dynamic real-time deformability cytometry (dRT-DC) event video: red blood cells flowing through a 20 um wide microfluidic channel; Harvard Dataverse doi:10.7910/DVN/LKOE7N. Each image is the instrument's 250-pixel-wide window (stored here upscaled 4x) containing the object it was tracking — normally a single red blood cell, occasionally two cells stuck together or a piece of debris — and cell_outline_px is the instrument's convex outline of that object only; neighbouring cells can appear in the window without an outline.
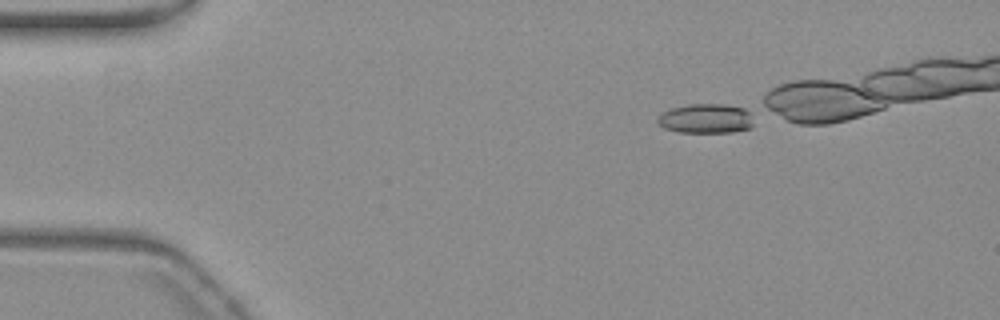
{"species": "common noctule bat (a hibernating species)", "species_latin": "Nyctalus noctula", "temperature_condition": "warm", "stored_images_in_passage": 17, "camera_frame_rate_fps": 3000, "um_per_image_px": 0.085, "animal": {"sex": "female", "body_mass_g": 19.3, "forearm_length_mm": 54.1}, "frame": {"image": 1, "passage_image": 1, "time_ms": 0.0, "image_size_px": [1000, 320], "cell_outline_px": [[752, 128], [732, 132], [680, 132], [664, 128], [656, 120], [664, 112], [672, 108], [688, 104], [724, 104], [744, 108], [748, 112], [752, 124]], "centroid_in_image_um": [60.0, 10.08], "position_along_channel_um": 25.0, "area_um2": 16.3}}
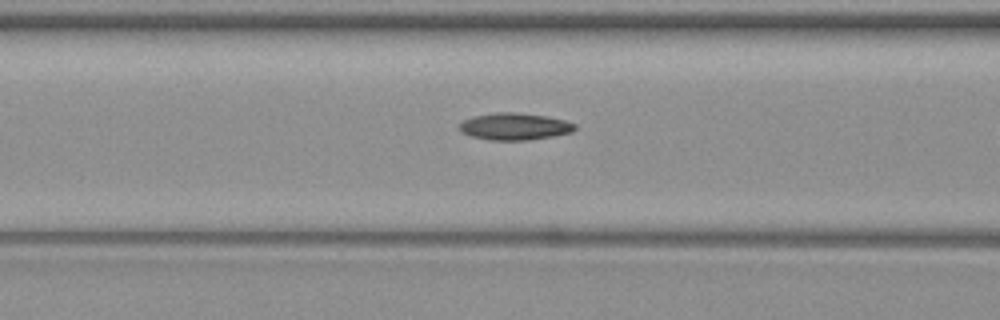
{"frame": {"image": 2, "passage_image": 15, "time_ms": 4.667, "image_size_px": [1000, 320], "cell_outline_px": [[576, 128], [572, 132], [552, 136], [528, 140], [488, 140], [472, 136], [460, 132], [460, 124], [464, 120], [476, 116], [496, 112], [516, 112], [544, 116], [564, 120], [576, 124]], "centroid_in_image_um": [43.75, 10.75], "position_along_channel_um": 122.9, "area_um2": 17.98}}